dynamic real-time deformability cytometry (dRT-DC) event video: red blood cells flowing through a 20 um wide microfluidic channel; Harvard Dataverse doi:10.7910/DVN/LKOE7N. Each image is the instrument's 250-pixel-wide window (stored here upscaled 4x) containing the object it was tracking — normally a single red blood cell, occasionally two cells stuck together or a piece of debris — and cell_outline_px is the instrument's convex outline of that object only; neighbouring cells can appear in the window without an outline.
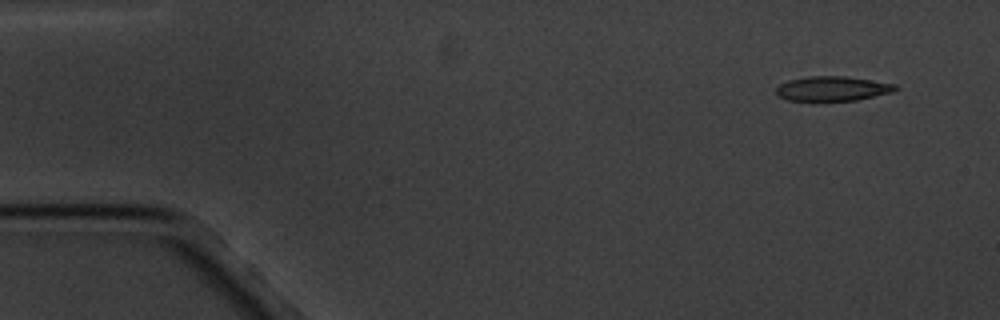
{"species": "common noctule bat (a hibernating species)", "species_latin": "Nyctalus noctula", "temperature_condition": "cold", "stored_images_in_passage": 4, "camera_frame_rate_fps": 3000, "um_per_image_px": 0.085, "animal": {"sex": "male", "body_mass_g": 20.1, "forearm_length_mm": 53.5}, "frame": {"image": 1, "passage_image": 1, "time_ms": 0.0, "image_size_px": [1000, 320], "cell_outline_px": [[900, 88], [892, 92], [856, 100], [816, 104], [812, 104], [788, 100], [776, 96], [776, 88], [780, 84], [788, 80], [808, 76], [844, 76], [896, 84]], "centroid_in_image_um": [70.68, 7.59], "position_along_channel_um": 14.3, "area_um2": 18.03}}
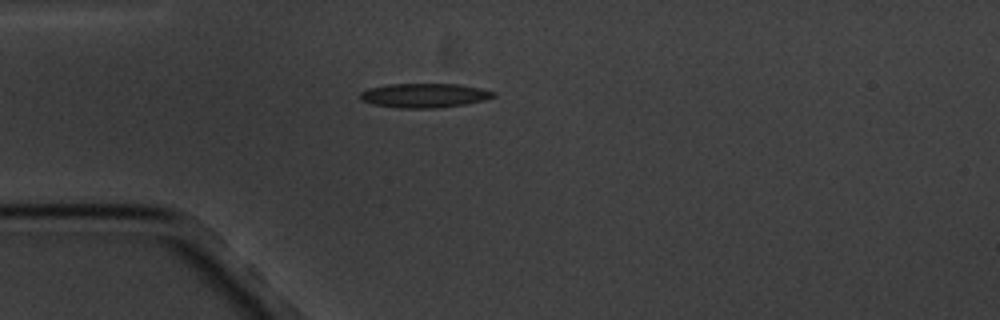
{"frame": {"image": 2, "passage_image": 4, "time_ms": 3.667, "image_size_px": [1000, 320], "cell_outline_px": [[496, 96], [484, 100], [464, 104], [436, 108], [400, 108], [372, 104], [360, 100], [360, 92], [368, 88], [388, 84], [456, 84], [480, 88], [496, 92]], "centroid_in_image_um": [36.05, 8.11], "position_along_channel_um": 49.0, "area_um2": 18.84}}